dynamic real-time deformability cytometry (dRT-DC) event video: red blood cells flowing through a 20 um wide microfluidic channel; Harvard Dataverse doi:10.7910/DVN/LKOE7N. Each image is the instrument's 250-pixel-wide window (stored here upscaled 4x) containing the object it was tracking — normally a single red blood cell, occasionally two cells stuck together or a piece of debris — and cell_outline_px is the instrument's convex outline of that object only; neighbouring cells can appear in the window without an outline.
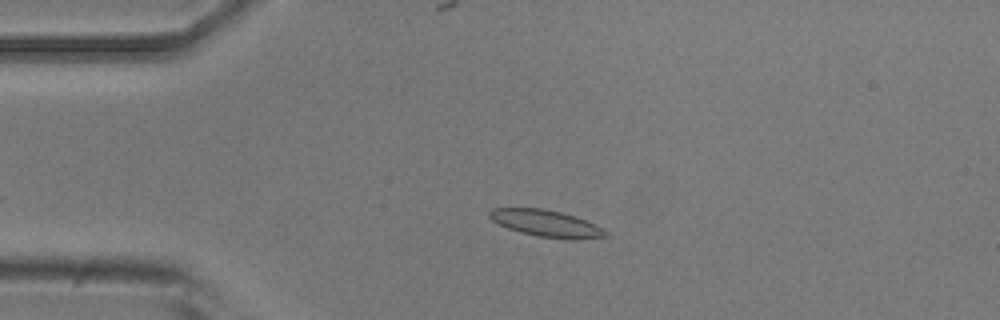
{"species": "common noctule bat (a hibernating species)", "species_latin": "Nyctalus noctula", "temperature_condition": "room temperature", "stored_images_in_passage": 46, "segment_of_instrument_passage": [1, 2], "camera_frame_rate_fps": 3000, "um_per_image_px": 0.085, "animal": {"sex": "male", "body_mass_g": 20.5, "forearm_length_mm": 52.5}, "frame": {"image": 1, "passage_image": 11, "time_ms": 3.333, "image_size_px": [1000, 320], "cell_outline_px": [[608, 236], [576, 240], [568, 240], [536, 236], [520, 232], [508, 228], [492, 220], [488, 216], [488, 212], [492, 208], [544, 208], [576, 216], [608, 232]], "centroid_in_image_um": [46.41, 19.0], "position_along_channel_um": 38.6, "area_um2": 18.09}}
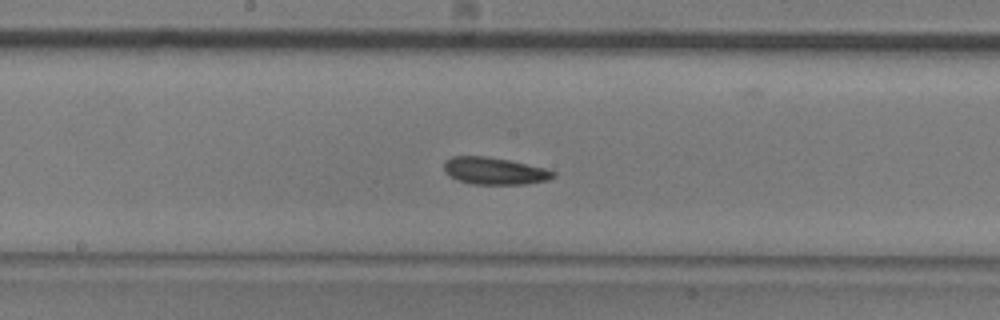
{"frame": {"image": 2, "passage_image": 26, "time_ms": 8.333, "image_size_px": [1000, 320], "cell_outline_px": [[556, 176], [548, 180], [524, 184], [472, 184], [456, 180], [444, 172], [444, 160], [452, 156], [484, 156], [508, 160], [548, 168], [556, 172]], "centroid_in_image_um": [42.03, 14.53], "position_along_channel_um": 206.2, "area_um2": 17.46}}
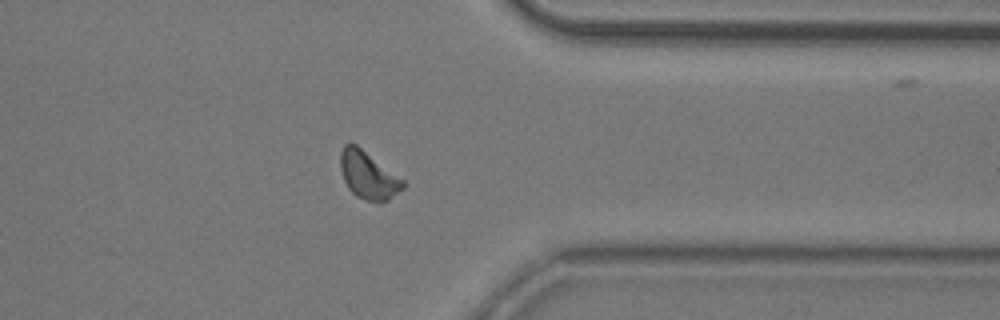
{"frame": {"image": 3, "passage_image": 40, "time_ms": 13.0, "image_size_px": [1000, 320], "cell_outline_px": [[404, 188], [388, 200], [380, 204], [356, 196], [348, 188], [344, 180], [340, 168], [340, 152], [344, 144], [356, 144], [404, 180]], "centroid_in_image_um": [31.29, 14.91], "position_along_channel_um": 380.1, "area_um2": 17.28}}